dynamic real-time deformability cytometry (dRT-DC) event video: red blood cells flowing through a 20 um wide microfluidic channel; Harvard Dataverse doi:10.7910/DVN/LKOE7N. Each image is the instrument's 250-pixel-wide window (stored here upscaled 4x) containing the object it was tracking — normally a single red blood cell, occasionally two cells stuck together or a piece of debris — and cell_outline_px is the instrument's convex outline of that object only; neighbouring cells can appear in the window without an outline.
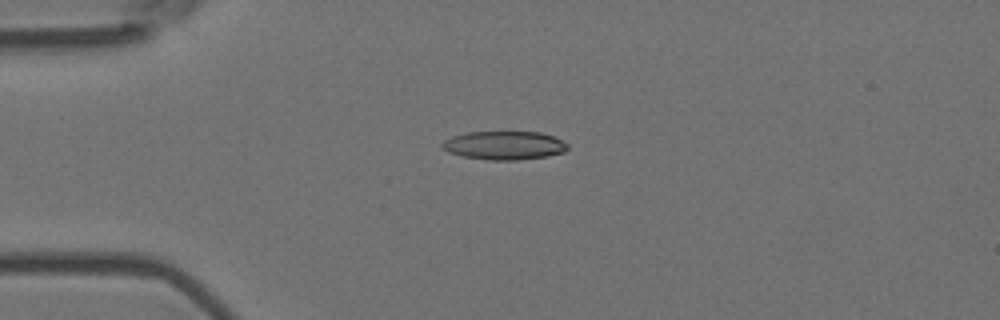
{"species": "Egyptian fruit bat (a non-hibernating species)", "species_latin": "Rousettus aegyptiacus", "temperature_condition": "room temperature", "stored_images_in_passage": 4, "camera_frame_rate_fps": 3000, "um_per_image_px": 0.085, "animal": {"sex": "female"}, "frame": {"image": 1, "passage_image": 1, "time_ms": 0.0, "image_size_px": [1000, 320], "cell_outline_px": [[568, 148], [564, 152], [548, 156], [520, 160], [488, 160], [464, 156], [448, 152], [440, 148], [440, 144], [444, 140], [452, 136], [468, 132], [540, 132], [556, 136], [568, 144]], "centroid_in_image_um": [42.87, 12.36], "position_along_channel_um": 42.1, "area_um2": 21.1}}
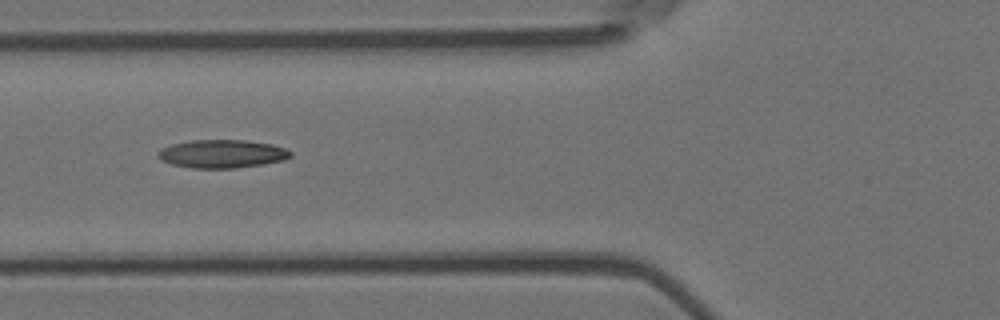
{"frame": {"image": 2, "passage_image": 3, "time_ms": 0.667, "image_size_px": [1000, 320], "cell_outline_px": [[292, 156], [284, 160], [264, 164], [236, 168], [192, 168], [172, 164], [160, 160], [156, 156], [156, 152], [160, 148], [172, 144], [192, 140], [248, 140], [272, 144], [284, 148], [292, 152]], "centroid_in_image_um": [18.86, 13.07], "position_along_channel_um": 106.9, "area_um2": 22.02}}
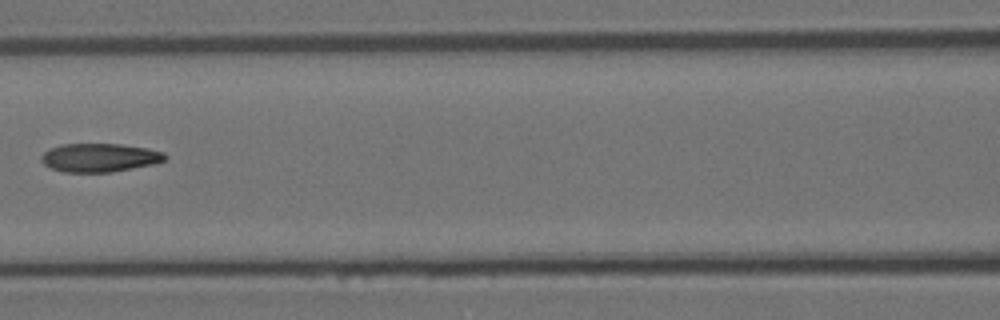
{"frame": {"image": 3, "passage_image": 4, "time_ms": 1.0, "image_size_px": [1000, 320], "cell_outline_px": [[168, 156], [164, 160], [152, 164], [112, 172], [64, 172], [52, 168], [44, 164], [40, 160], [40, 156], [48, 148], [60, 144], [120, 144], [148, 148], [164, 152]], "centroid_in_image_um": [8.44, 13.39], "position_along_channel_um": 158.2, "area_um2": 20.63}}